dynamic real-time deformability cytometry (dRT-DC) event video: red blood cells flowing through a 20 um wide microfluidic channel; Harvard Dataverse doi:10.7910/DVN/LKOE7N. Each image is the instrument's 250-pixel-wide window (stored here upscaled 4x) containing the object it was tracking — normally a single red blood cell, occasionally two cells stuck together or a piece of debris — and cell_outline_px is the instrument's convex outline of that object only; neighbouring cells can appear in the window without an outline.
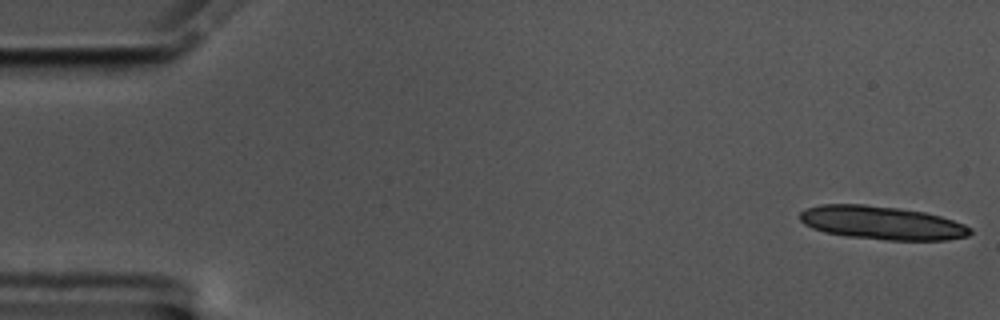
{"species": "common noctule bat (a hibernating species)", "species_latin": "Nyctalus noctula", "temperature_condition": "cold", "stored_images_in_passage": 15, "camera_frame_rate_fps": 3000, "um_per_image_px": 0.085, "animal": {"sex": "male", "body_mass_g": 17.5, "forearm_length_mm": 52.3}, "frame": {"image": 1, "passage_image": 1, "time_ms": 0.0, "image_size_px": [1000, 320], "cell_outline_px": [[972, 232], [968, 236], [944, 240], [884, 240], [848, 236], [824, 232], [812, 228], [804, 224], [800, 220], [800, 212], [804, 208], [820, 204], [864, 204], [900, 208], [924, 212], [940, 216], [964, 224], [972, 228]], "centroid_in_image_um": [74.93, 18.93], "position_along_channel_um": 10.1, "area_um2": 33.29}}